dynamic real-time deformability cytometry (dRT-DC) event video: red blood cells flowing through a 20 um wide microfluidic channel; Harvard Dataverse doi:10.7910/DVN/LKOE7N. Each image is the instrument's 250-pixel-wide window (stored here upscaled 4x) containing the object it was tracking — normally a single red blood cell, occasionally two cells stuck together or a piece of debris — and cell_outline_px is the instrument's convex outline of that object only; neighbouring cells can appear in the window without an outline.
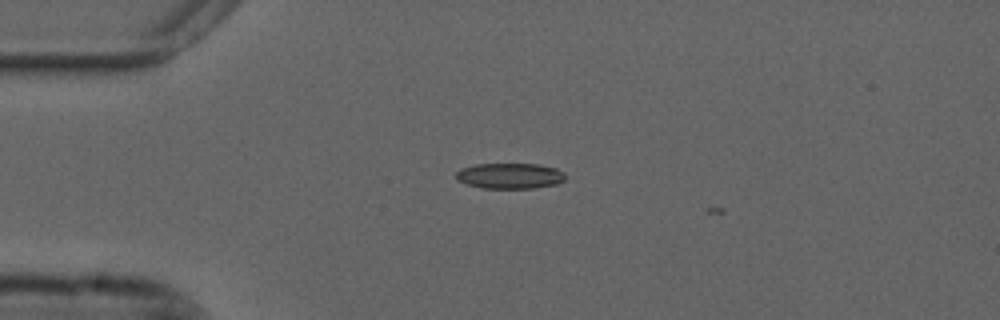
{"species": "common noctule bat (a hibernating species)", "species_latin": "Nyctalus noctula", "temperature_condition": "cold", "stored_images_in_passage": 2, "camera_frame_rate_fps": 3000, "um_per_image_px": 0.085, "animal": {"sex": "male", "forearm_length_mm": 52.5}, "frame": {"image": 1, "passage_image": 1, "time_ms": 0.0, "image_size_px": [1000, 320], "cell_outline_px": [[564, 180], [556, 184], [532, 188], [480, 188], [464, 184], [456, 180], [456, 172], [460, 168], [476, 164], [536, 164], [556, 168], [564, 172]], "centroid_in_image_um": [43.28, 14.95], "position_along_channel_um": 41.7, "area_um2": 16.42}}